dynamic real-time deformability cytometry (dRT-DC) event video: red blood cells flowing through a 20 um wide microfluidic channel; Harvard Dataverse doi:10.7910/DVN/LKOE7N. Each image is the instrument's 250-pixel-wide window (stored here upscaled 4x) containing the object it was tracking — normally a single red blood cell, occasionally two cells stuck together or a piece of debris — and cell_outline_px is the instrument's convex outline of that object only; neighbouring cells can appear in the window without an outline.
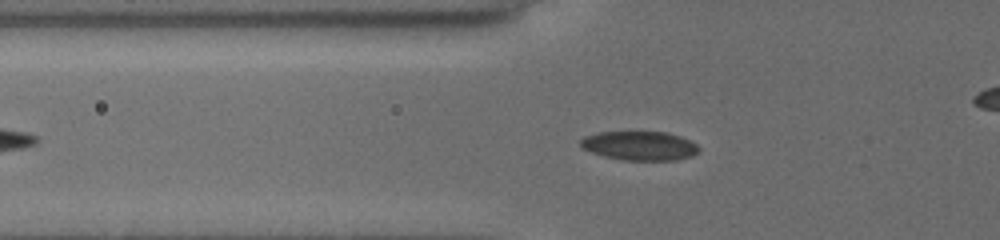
{"species": "common noctule bat (a hibernating species)", "species_latin": "Nyctalus noctula", "temperature_condition": "cold", "stored_images_in_passage": 39, "camera_frame_rate_fps": 3000, "um_per_image_px": 0.085, "animal": {"sex": "female", "body_mass_g": 19.5, "forearm_length_mm": 54.1}, "frame": {"image": 1, "passage_image": 8, "time_ms": 2.333, "image_size_px": [1000, 240], "cell_outline_px": [[700, 148], [692, 156], [676, 160], [620, 160], [604, 156], [580, 148], [580, 140], [584, 136], [600, 132], [668, 132], [680, 136], [696, 144]], "centroid_in_image_um": [54.34, 12.39], "position_along_channel_um": 71.5, "area_um2": 20.06}}
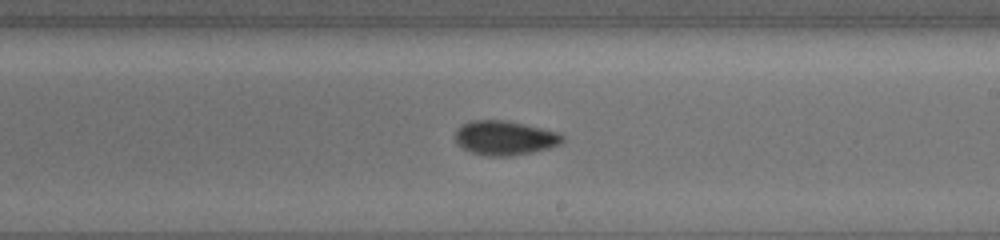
{"frame": {"image": 2, "passage_image": 22, "time_ms": 7.0, "image_size_px": [1000, 240], "cell_outline_px": [[564, 140], [560, 144], [548, 148], [532, 152], [512, 156], [484, 156], [472, 152], [456, 144], [456, 132], [460, 124], [472, 120], [504, 120], [524, 124], [556, 132], [564, 136]], "centroid_in_image_um": [42.88, 11.72], "position_along_channel_um": 246.1, "area_um2": 21.39}}
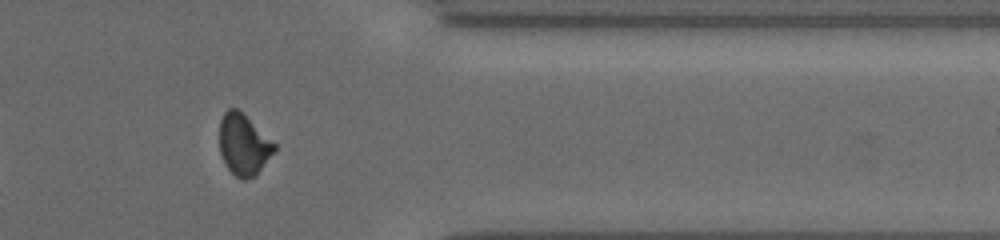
{"frame": {"image": 3, "passage_image": 34, "time_ms": 11.0, "image_size_px": [1000, 240], "cell_outline_px": [[276, 152], [256, 176], [248, 180], [240, 180], [224, 164], [220, 152], [220, 120], [224, 112], [228, 108], [236, 108], [276, 144]], "centroid_in_image_um": [20.72, 12.35], "position_along_channel_um": 390.7, "area_um2": 19.65}}